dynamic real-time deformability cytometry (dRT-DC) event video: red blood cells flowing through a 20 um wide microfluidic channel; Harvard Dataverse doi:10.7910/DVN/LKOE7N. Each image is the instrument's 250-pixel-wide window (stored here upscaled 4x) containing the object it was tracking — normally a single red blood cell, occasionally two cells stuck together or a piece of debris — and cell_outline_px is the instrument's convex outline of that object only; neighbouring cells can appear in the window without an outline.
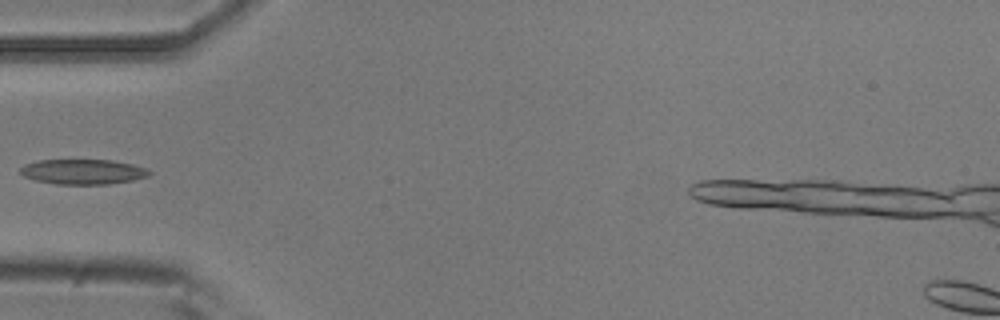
{"species": "common noctule bat (a hibernating species)", "species_latin": "Nyctalus noctula", "temperature_condition": "room temperature", "stored_images_in_passage": 6, "camera_frame_rate_fps": 3000, "um_per_image_px": 0.085, "animal": {"sex": "male", "body_mass_g": 20.5, "forearm_length_mm": 52.5}, "frame": {"image": 1, "passage_image": 4, "time_ms": 1.0, "image_size_px": [1000, 320], "cell_outline_px": [[152, 172], [148, 176], [132, 180], [108, 184], [56, 184], [36, 180], [24, 176], [20, 172], [20, 168], [24, 164], [40, 160], [112, 160], [132, 164], [148, 168]], "centroid_in_image_um": [7.07, 14.59], "position_along_channel_um": 77.9, "area_um2": 18.79}}
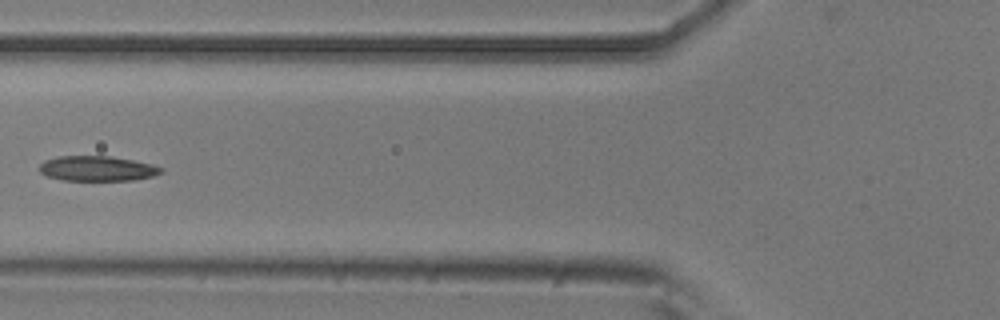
{"frame": {"image": 2, "passage_image": 5, "time_ms": 1.333, "image_size_px": [1000, 320], "cell_outline_px": [[164, 172], [152, 176], [132, 180], [60, 180], [48, 176], [40, 172], [40, 164], [44, 160], [56, 156], [108, 156], [132, 160], [152, 164], [164, 168]], "centroid_in_image_um": [8.26, 14.32], "position_along_channel_um": 117.5, "area_um2": 17.74}}
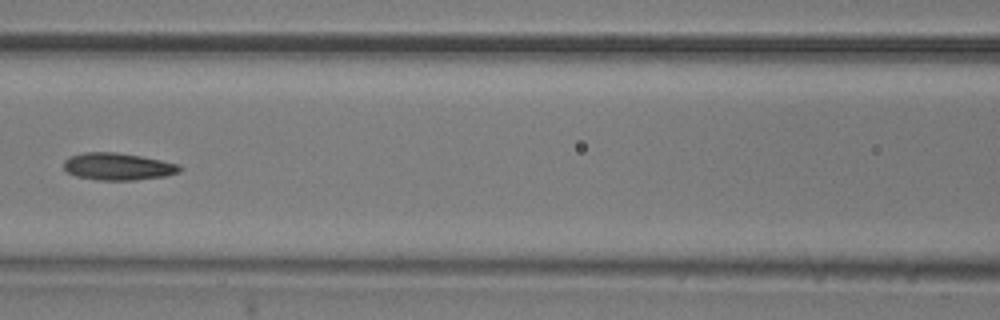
{"frame": {"image": 3, "passage_image": 6, "time_ms": 1.667, "image_size_px": [1000, 320], "cell_outline_px": [[184, 168], [180, 172], [164, 176], [136, 180], [100, 180], [76, 176], [68, 172], [64, 168], [64, 160], [68, 156], [84, 152], [116, 152], [140, 156], [180, 164]], "centroid_in_image_um": [10.03, 14.15], "position_along_channel_um": 156.6, "area_um2": 18.44}}